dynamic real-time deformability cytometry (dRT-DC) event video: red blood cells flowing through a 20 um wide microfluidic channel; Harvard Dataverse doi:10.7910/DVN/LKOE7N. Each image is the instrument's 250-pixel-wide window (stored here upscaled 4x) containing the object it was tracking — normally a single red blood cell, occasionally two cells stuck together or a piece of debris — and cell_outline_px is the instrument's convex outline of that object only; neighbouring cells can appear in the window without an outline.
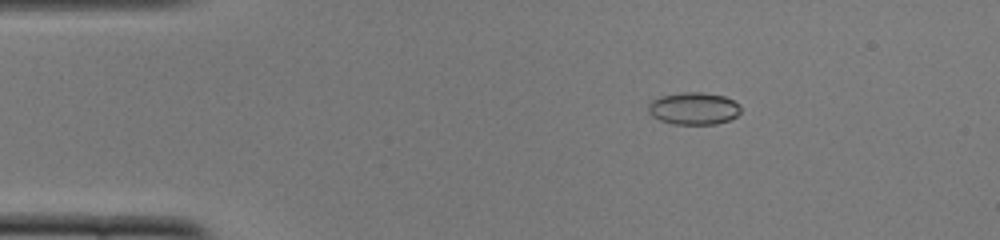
{"species": "common noctule bat (a hibernating species)", "species_latin": "Nyctalus noctula", "temperature_condition": "cold", "stored_images_in_passage": 50, "camera_frame_rate_fps": 3000, "um_per_image_px": 0.085, "animal": {"sex": "female", "body_mass_g": 22.0, "forearm_length_mm": 56.7}, "frame": {"image": 1, "passage_image": 6, "time_ms": 1.667, "image_size_px": [1000, 240], "cell_outline_px": [[740, 112], [736, 116], [728, 120], [716, 124], [672, 124], [660, 120], [652, 116], [648, 112], [648, 104], [652, 100], [660, 96], [684, 92], [704, 92], [724, 96], [740, 104]], "centroid_in_image_um": [58.95, 9.22], "position_along_channel_um": 26.0, "area_um2": 17.46}}
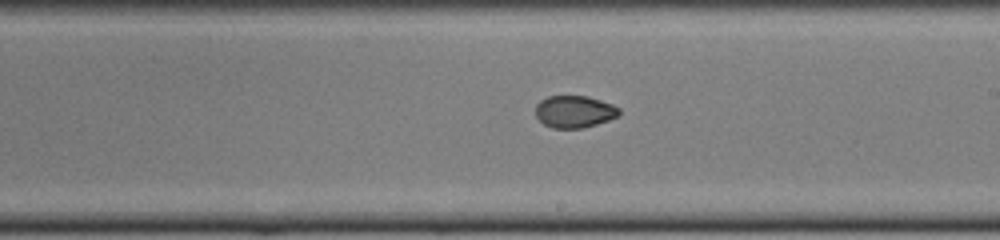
{"frame": {"image": 2, "passage_image": 27, "time_ms": 8.667, "image_size_px": [1000, 240], "cell_outline_px": [[620, 112], [616, 116], [608, 120], [584, 128], [552, 128], [544, 124], [536, 116], [536, 104], [540, 100], [548, 96], [588, 96], [612, 104], [620, 108]], "centroid_in_image_um": [48.81, 9.48], "position_along_channel_um": 240.2, "area_um2": 15.61}}
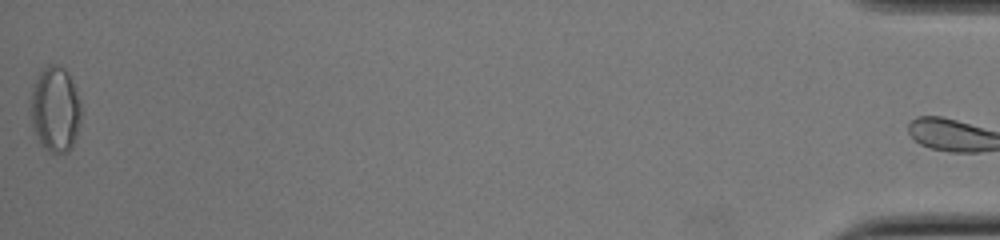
{"frame": {"image": 3, "passage_image": 49, "time_ms": 16.0, "image_size_px": [1000, 240], "cell_outline_px": [[80, 124], [72, 148], [68, 152], [48, 152], [40, 144], [32, 128], [28, 108], [32, 84], [40, 72], [48, 64], [60, 64], [68, 72], [76, 88], [80, 100]], "centroid_in_image_um": [4.66, 9.27], "position_along_channel_um": 430.5, "area_um2": 25.95}, "authors_computed_cell_mechanics": {"area_um2": 16.8198, "velocity_mm_per_s": 3.913, "shape_relaxation_time_tau1_ms": null, "shape_relaxation_time_tau2_ms": 1.3822, "deformation_change_tau1": null, "deformation_change_tau2": 0.0441}}